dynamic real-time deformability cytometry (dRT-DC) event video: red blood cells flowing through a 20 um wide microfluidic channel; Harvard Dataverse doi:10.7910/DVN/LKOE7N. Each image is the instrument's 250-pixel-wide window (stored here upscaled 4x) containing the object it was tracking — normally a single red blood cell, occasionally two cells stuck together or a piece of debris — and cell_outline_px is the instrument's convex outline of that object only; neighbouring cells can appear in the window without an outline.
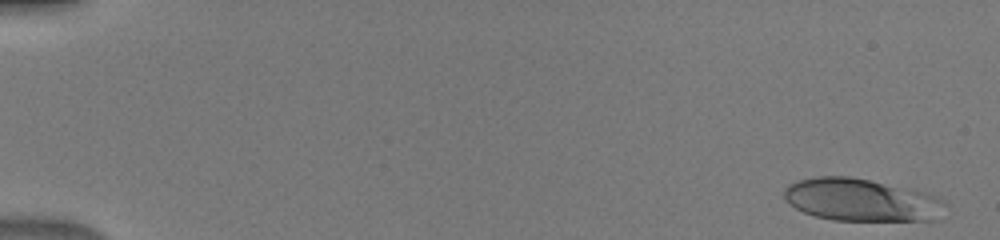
{"species": "human", "species_latin": "Homo sapiens", "temperature_condition": "warm", "stored_images_in_passage": 50, "camera_frame_rate_fps": 3000, "um_per_image_px": 0.085, "donor": {"sex": "male"}, "frame": {"image": 1, "passage_image": 2, "time_ms": 0.333, "image_size_px": [1000, 240], "cell_outline_px": [[948, 204], [936, 220], [832, 220], [816, 216], [804, 212], [788, 204], [784, 200], [784, 188], [788, 184], [796, 180], [816, 176], [848, 176], [916, 188], [944, 200]], "centroid_in_image_um": [73.22, 16.97], "position_along_channel_um": 11.8, "area_um2": 40.52}}
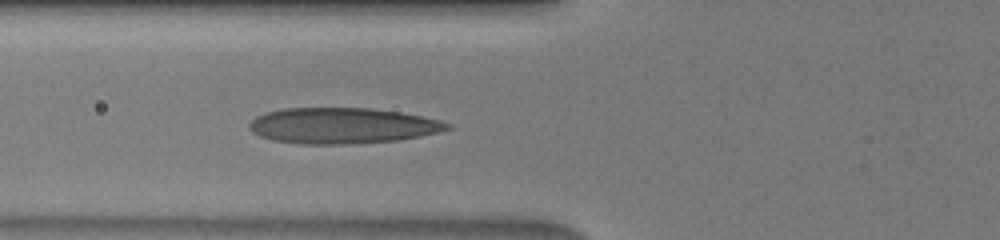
{"frame": {"image": 2, "passage_image": 20, "time_ms": 6.333, "image_size_px": [1000, 240], "cell_outline_px": [[452, 128], [440, 132], [420, 136], [396, 140], [352, 144], [300, 144], [272, 140], [260, 136], [252, 132], [248, 128], [248, 124], [256, 116], [268, 112], [284, 108], [368, 108], [400, 112], [440, 120], [452, 124]], "centroid_in_image_um": [29.09, 10.69], "position_along_channel_um": 96.7, "area_um2": 41.38}}
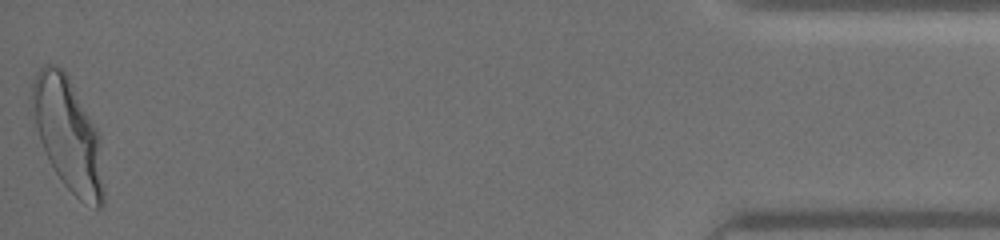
{"frame": {"image": 3, "passage_image": 50, "time_ms": 16.333, "image_size_px": [1000, 240], "cell_outline_px": [[104, 204], [100, 208], [96, 208], [84, 204], [64, 184], [56, 172], [40, 140], [32, 108], [32, 80], [36, 72], [44, 64], [56, 64], [68, 76], [96, 128], [100, 136], [104, 188]], "centroid_in_image_um": [5.81, 11.44], "position_along_channel_um": 429.4, "area_um2": 46.47}}